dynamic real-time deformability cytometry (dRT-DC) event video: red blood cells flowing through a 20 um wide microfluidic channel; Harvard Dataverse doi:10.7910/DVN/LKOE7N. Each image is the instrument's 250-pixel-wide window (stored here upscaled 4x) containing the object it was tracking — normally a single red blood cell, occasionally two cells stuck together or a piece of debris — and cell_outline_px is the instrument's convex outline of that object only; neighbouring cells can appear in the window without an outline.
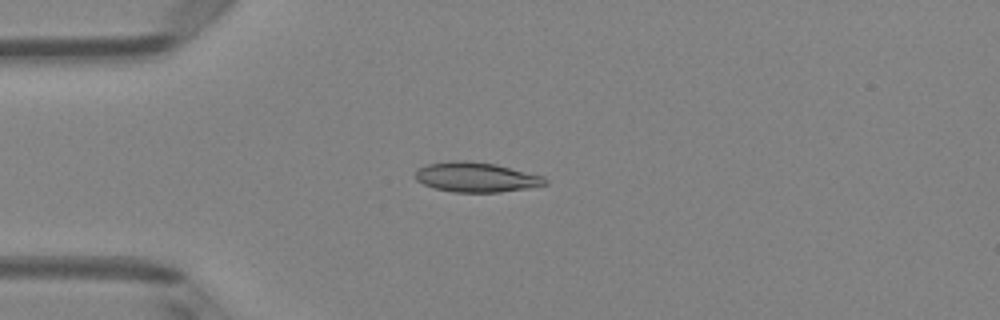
{"species": "Egyptian fruit bat (a non-hibernating species)", "species_latin": "Rousettus aegyptiacus", "temperature_condition": "room temperature", "stored_images_in_passage": 49, "camera_frame_rate_fps": 3000, "um_per_image_px": 0.085, "animal": {"sex": "female"}, "frame": {"image": 1, "passage_image": 12, "time_ms": 3.667, "image_size_px": [1000, 320], "cell_outline_px": [[548, 184], [500, 192], [452, 192], [436, 188], [424, 184], [416, 180], [416, 168], [428, 164], [448, 160], [468, 160], [496, 164], [544, 176], [548, 180]], "centroid_in_image_um": [40.46, 15.04], "position_along_channel_um": 44.5, "area_um2": 22.6}}
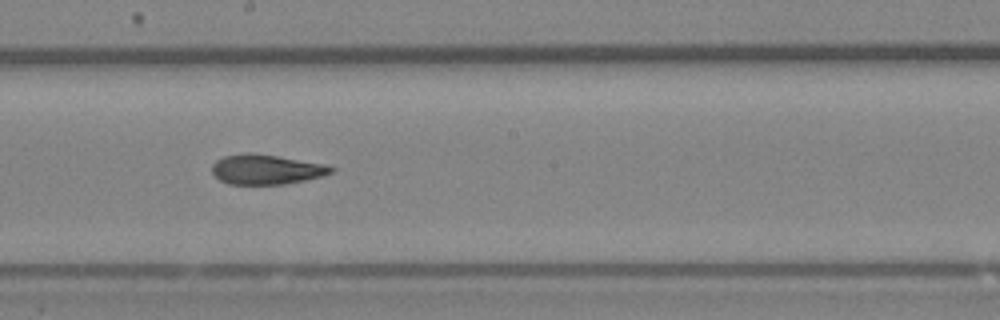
{"frame": {"image": 2, "passage_image": 27, "time_ms": 8.667, "image_size_px": [1000, 320], "cell_outline_px": [[336, 168], [332, 172], [320, 176], [304, 180], [284, 184], [228, 184], [220, 180], [212, 172], [212, 164], [216, 160], [224, 156], [244, 152], [252, 152], [324, 164]], "centroid_in_image_um": [22.58, 14.39], "position_along_channel_um": 225.6, "area_um2": 20.58}}
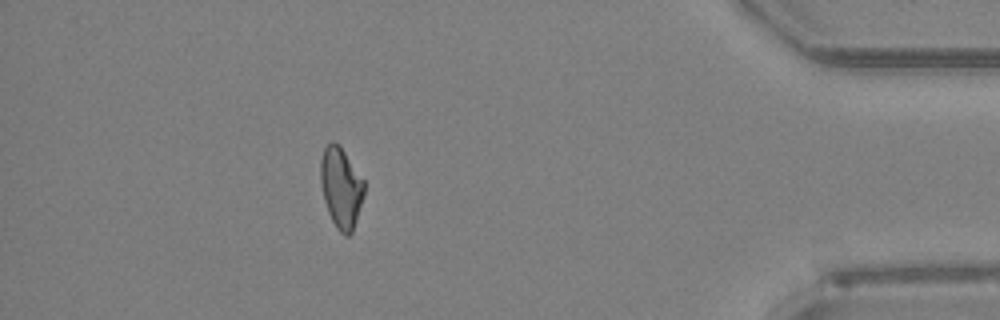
{"frame": {"image": 3, "passage_image": 44, "time_ms": 14.333, "image_size_px": [1000, 320], "cell_outline_px": [[364, 196], [352, 232], [348, 236], [344, 236], [336, 228], [328, 212], [324, 200], [320, 180], [320, 160], [324, 148], [332, 140], [340, 144], [364, 180]], "centroid_in_image_um": [28.98, 15.93], "position_along_channel_um": 406.2, "area_um2": 20.63}, "authors_computed_cell_mechanics": {"area_um2": 21.4438, "velocity_mm_per_s": 4.0186, "shape_relaxation_time_tau1_ms": null, "shape_relaxation_time_tau2_ms": 3.7502, "deformation_change_tau1": null, "deformation_change_tau2": 0.0963}}